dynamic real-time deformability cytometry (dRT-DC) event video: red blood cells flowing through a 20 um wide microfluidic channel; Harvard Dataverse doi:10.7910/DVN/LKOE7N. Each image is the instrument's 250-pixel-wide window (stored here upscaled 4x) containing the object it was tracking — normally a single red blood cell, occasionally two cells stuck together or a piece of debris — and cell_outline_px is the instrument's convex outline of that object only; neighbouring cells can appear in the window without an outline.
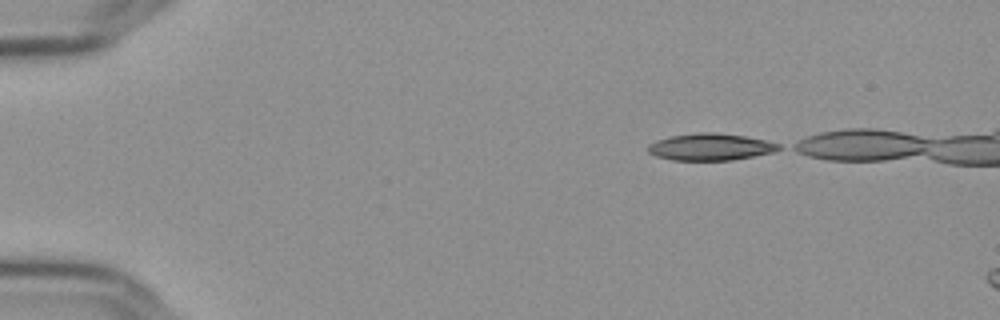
{"species": "Egyptian fruit bat (a non-hibernating species)", "species_latin": "Rousettus aegyptiacus", "temperature_condition": "cold", "stored_images_in_passage": 10, "camera_frame_rate_fps": 3000, "um_per_image_px": 0.085, "frame": {"image": 1, "passage_image": 1, "time_ms": 0.0, "image_size_px": [1000, 320], "cell_outline_px": [[780, 148], [772, 152], [732, 160], [672, 160], [656, 156], [648, 152], [648, 144], [656, 140], [672, 136], [700, 132], [716, 132], [744, 136], [764, 140], [780, 144]], "centroid_in_image_um": [60.35, 12.48], "position_along_channel_um": 24.6, "area_um2": 20.29}}